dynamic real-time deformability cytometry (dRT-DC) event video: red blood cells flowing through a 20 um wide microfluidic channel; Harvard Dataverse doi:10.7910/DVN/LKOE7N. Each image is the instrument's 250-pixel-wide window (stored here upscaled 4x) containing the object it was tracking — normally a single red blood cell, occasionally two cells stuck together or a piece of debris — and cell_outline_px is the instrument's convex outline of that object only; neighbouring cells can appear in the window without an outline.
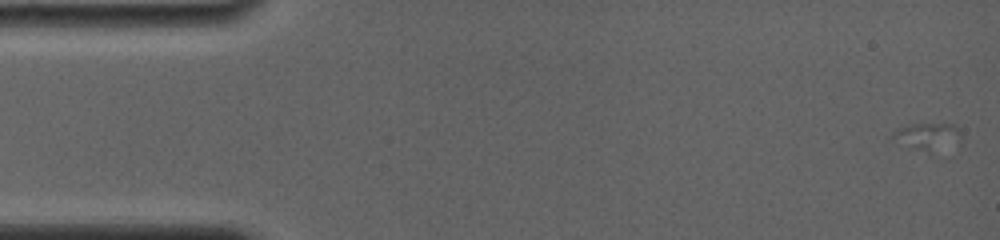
{"species": "common noctule bat (a hibernating species)", "species_latin": "Nyctalus noctula", "temperature_condition": "room temperature", "stored_images_in_passage": 3, "camera_frame_rate_fps": 4000, "um_per_image_px": 0.085, "animal": {"sex": "female", "body_mass_g": 19.0, "forearm_length_mm": 56.7}, "frame": {"image": 1, "passage_image": 1, "time_ms": 0.0, "image_size_px": [1000, 240], "cell_outline_px": [[960, 144], [928, 148], [908, 148], [892, 140], [888, 136], [892, 132], [908, 124], [956, 124], [960, 136]], "centroid_in_image_um": [78.76, 11.53], "position_along_channel_um": 6.2, "area_um2": 10.35}}